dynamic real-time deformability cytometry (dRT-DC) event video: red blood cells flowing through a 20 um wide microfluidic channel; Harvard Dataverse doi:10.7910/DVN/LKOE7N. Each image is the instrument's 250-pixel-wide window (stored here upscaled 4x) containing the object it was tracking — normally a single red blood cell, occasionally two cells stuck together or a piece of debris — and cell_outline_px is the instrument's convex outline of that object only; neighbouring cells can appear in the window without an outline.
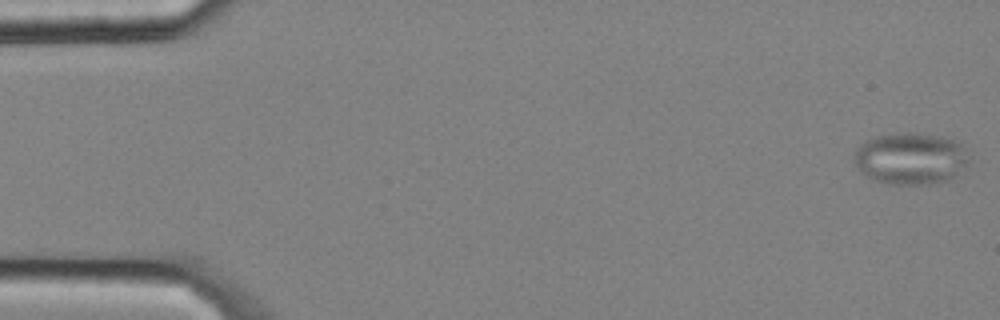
{"species": "common noctule bat (a hibernating species)", "species_latin": "Nyctalus noctula", "temperature_condition": "cold", "stored_images_in_passage": 4, "camera_frame_rate_fps": 3000, "um_per_image_px": 0.085, "animal": {"sex": "male", "body_mass_g": 20.4}, "frame": {"image": 1, "passage_image": 1, "time_ms": 0.0, "image_size_px": [1000, 320], "cell_outline_px": [[972, 160], [968, 164], [948, 180], [928, 184], [888, 184], [876, 180], [860, 172], [856, 164], [856, 148], [860, 144], [876, 136], [904, 132], [916, 132], [944, 136], [964, 144]], "centroid_in_image_um": [77.47, 13.45], "position_along_channel_um": 7.5, "area_um2": 34.91}}